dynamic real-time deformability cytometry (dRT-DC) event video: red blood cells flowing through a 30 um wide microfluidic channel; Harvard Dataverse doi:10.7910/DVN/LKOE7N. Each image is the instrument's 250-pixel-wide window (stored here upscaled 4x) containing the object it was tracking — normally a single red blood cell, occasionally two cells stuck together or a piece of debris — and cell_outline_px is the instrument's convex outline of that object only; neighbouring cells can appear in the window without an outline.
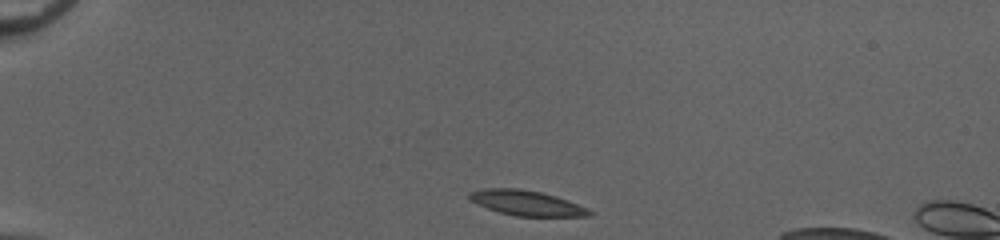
{"species": "common noctule bat (a hibernating species)", "species_latin": "Nyctalus noctula", "temperature_condition": "cold", "stored_images_in_passage": 6, "camera_frame_rate_fps": 3000, "um_per_image_px": 0.085, "animal": {"sex": "female", "body_mass_g": 20.0, "forearm_length_mm": 54.0}, "frame": {"image": 1, "passage_image": 1, "time_ms": 0.0, "image_size_px": [1000, 240], "cell_outline_px": [[592, 212], [588, 216], [516, 216], [500, 212], [488, 208], [468, 200], [468, 192], [484, 188], [516, 188], [540, 192], [556, 196], [568, 200], [588, 208]], "centroid_in_image_um": [44.73, 17.24], "position_along_channel_um": 40.3, "area_um2": 17.46}}